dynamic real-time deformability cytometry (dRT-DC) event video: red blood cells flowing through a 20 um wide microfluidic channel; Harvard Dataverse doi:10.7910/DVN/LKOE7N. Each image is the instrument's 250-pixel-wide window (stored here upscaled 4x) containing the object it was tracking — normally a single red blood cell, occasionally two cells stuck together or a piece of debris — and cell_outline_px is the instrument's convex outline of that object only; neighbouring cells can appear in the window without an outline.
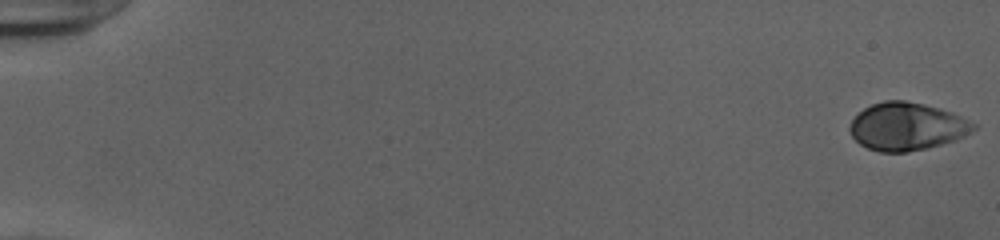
{"species": "human", "species_latin": "Homo sapiens", "temperature_condition": "cold", "stored_images_in_passage": 53, "camera_frame_rate_fps": 3000, "um_per_image_px": 0.085, "donor": {"sex": "female"}, "frame": {"image": 1, "passage_image": 1, "time_ms": 0.0, "image_size_px": [1000, 240], "cell_outline_px": [[976, 128], [972, 132], [956, 140], [928, 148], [908, 152], [880, 152], [868, 148], [860, 144], [852, 136], [848, 128], [852, 120], [864, 108], [872, 104], [884, 100], [904, 100], [924, 104], [940, 108], [952, 112], [976, 124]], "centroid_in_image_um": [77.09, 10.75], "position_along_channel_um": 7.9, "area_um2": 34.51}}
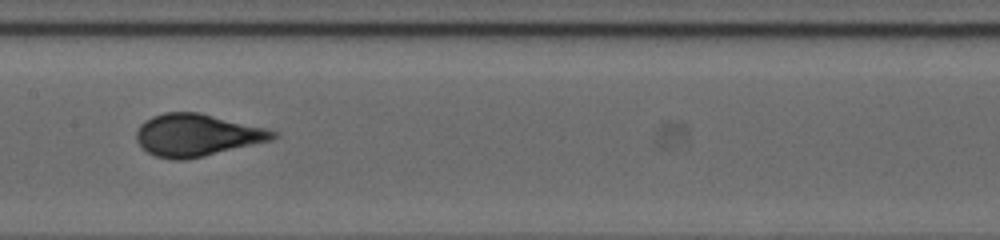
{"frame": {"image": 2, "passage_image": 29, "time_ms": 9.333, "image_size_px": [1000, 240], "cell_outline_px": [[280, 136], [272, 140], [204, 156], [184, 160], [172, 160], [156, 156], [140, 148], [136, 140], [136, 132], [140, 124], [144, 120], [152, 116], [164, 112], [200, 112], [264, 128], [276, 132]], "centroid_in_image_um": [16.69, 11.48], "position_along_channel_um": 190.7, "area_um2": 33.7}}
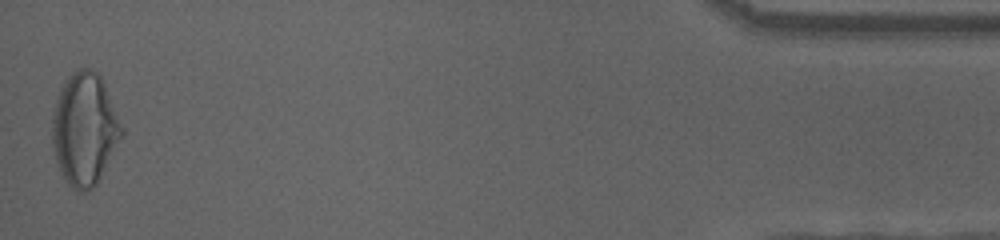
{"frame": {"image": 3, "passage_image": 53, "time_ms": 17.333, "image_size_px": [1000, 240], "cell_outline_px": [[124, 136], [96, 184], [92, 188], [84, 192], [76, 192], [68, 184], [56, 160], [52, 144], [52, 112], [56, 96], [60, 88], [68, 76], [72, 72], [80, 68], [88, 68], [96, 72], [100, 76], [104, 84], [124, 128]], "centroid_in_image_um": [7.19, 10.97], "position_along_channel_um": 428.0, "area_um2": 45.66}, "authors_computed_cell_mechanics": {"area_um2": 33.2928, "velocity_mm_per_s": 3.9463, "shape_relaxation_time_tau1_ms": 4.8925, "shape_relaxation_time_tau2_ms": null, "deformation_change_tau1": 0.219, "deformation_change_tau2": null}}